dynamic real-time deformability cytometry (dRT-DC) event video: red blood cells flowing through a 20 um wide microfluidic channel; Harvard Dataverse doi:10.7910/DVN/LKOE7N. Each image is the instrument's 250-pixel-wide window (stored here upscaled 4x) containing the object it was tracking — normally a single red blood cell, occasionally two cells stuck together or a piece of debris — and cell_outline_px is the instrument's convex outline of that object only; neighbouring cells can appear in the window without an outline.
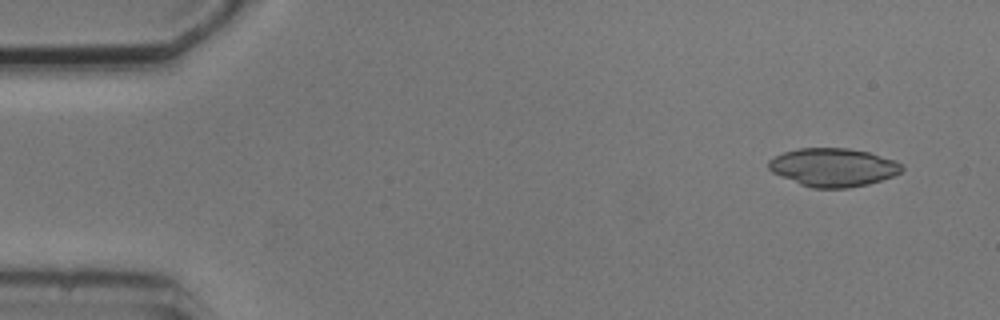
{"species": "common noctule bat (a hibernating species)", "species_latin": "Nyctalus noctula", "temperature_condition": "cold", "stored_images_in_passage": 4, "camera_frame_rate_fps": 3000, "um_per_image_px": 0.085, "animal": {"sex": "male", "body_mass_g": 20.5, "forearm_length_mm": 52.5}, "frame": {"image": 1, "passage_image": 1, "time_ms": 0.0, "image_size_px": [1000, 320], "cell_outline_px": [[904, 168], [900, 172], [892, 176], [868, 184], [848, 188], [812, 188], [800, 184], [772, 172], [768, 168], [768, 160], [784, 152], [800, 148], [848, 148], [868, 152], [896, 160]], "centroid_in_image_um": [70.82, 14.22], "position_along_channel_um": 14.2, "area_um2": 29.59}}